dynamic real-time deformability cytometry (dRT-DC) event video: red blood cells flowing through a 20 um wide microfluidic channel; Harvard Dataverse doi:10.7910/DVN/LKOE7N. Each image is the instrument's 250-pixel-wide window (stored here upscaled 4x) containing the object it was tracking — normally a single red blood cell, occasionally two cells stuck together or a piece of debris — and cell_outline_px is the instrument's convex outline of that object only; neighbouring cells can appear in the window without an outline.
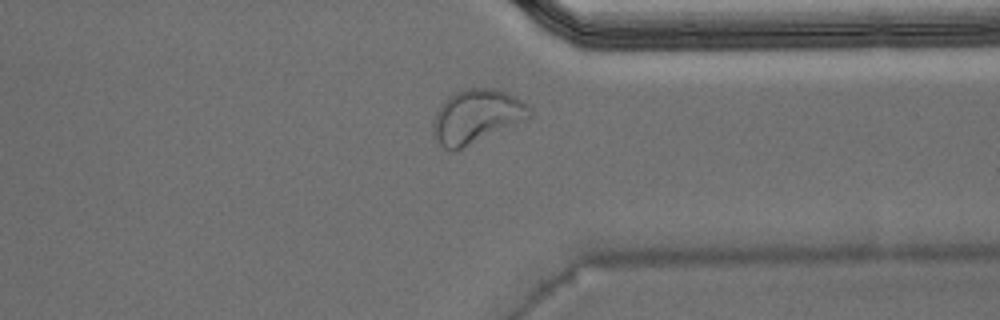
{"species": "Egyptian fruit bat (a non-hibernating species)", "species_latin": "Rousettus aegyptiacus", "temperature_condition": "warm", "stored_images_in_passage": 42, "camera_frame_rate_fps": 3000, "um_per_image_px": 0.085, "animal": {"sex": "male"}, "frame": {"image": 1, "passage_image": 30, "time_ms": 9.667, "image_size_px": [1000, 320], "cell_outline_px": [[532, 116], [460, 148], [444, 148], [432, 136], [432, 120], [440, 104], [448, 96], [464, 88], [496, 88], [528, 104], [532, 108]], "centroid_in_image_um": [40.46, 9.84], "position_along_channel_um": 370.9, "area_um2": 29.59}, "authors_computed_cell_mechanics": {"area_um2": 22.4553, "velocity_mm_per_s": 3.9107, "shape_relaxation_time_tau1_ms": null, "shape_relaxation_time_tau2_ms": 1.5281, "deformation_change_tau1": null, "deformation_change_tau2": 0.082}}